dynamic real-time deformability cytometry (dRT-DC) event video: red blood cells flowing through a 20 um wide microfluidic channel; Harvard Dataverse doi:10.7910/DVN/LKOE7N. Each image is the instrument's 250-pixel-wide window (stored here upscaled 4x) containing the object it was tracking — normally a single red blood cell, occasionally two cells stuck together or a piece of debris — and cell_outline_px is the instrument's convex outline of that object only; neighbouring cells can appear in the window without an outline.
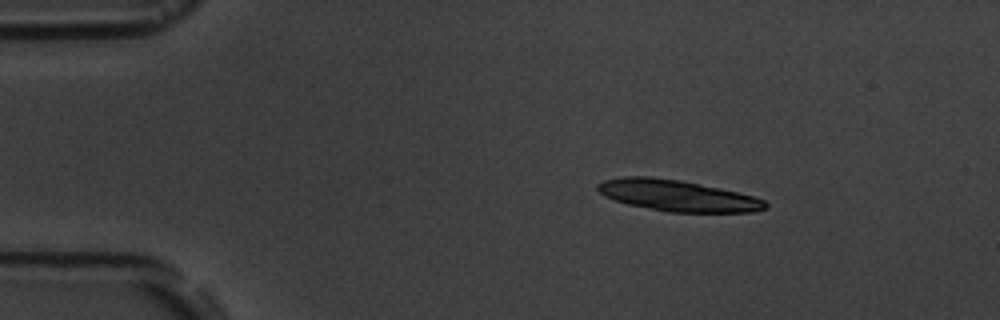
{"species": "common noctule bat (a hibernating species)", "species_latin": "Nyctalus noctula", "temperature_condition": "room temperature", "stored_images_in_passage": 5, "camera_frame_rate_fps": 3000, "um_per_image_px": 0.085, "animal": {"sex": "male", "body_mass_g": 19.5, "forearm_length_mm": 54.6}, "frame": {"image": 1, "passage_image": 2, "time_ms": 1.333, "image_size_px": [1000, 320], "cell_outline_px": [[768, 208], [752, 212], [668, 212], [628, 204], [604, 196], [596, 188], [596, 184], [604, 180], [624, 176], [648, 176], [680, 180], [720, 188], [752, 196], [764, 200], [768, 204]], "centroid_in_image_um": [57.57, 16.62], "position_along_channel_um": 27.4, "area_um2": 30.35}}
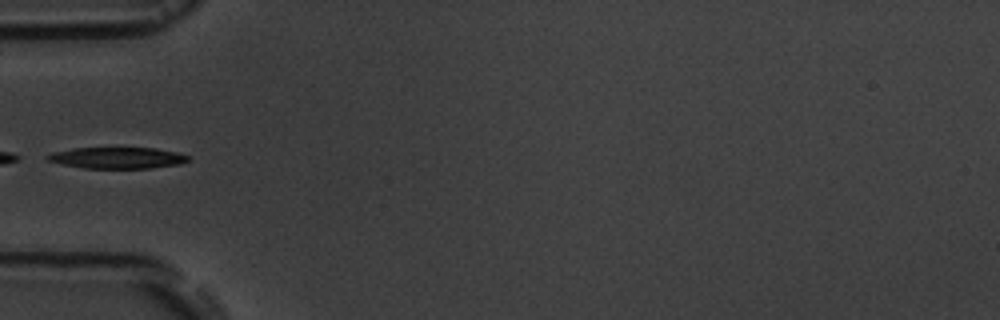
{"frame": {"image": 2, "passage_image": 5, "time_ms": 4.667, "image_size_px": [1000, 320], "cell_outline_px": [[188, 160], [180, 164], [152, 168], [84, 168], [64, 164], [48, 160], [44, 156], [52, 152], [72, 148], [156, 148], [176, 152], [188, 156]], "centroid_in_image_um": [9.96, 13.41], "position_along_channel_um": 75.0, "area_um2": 17.34}}